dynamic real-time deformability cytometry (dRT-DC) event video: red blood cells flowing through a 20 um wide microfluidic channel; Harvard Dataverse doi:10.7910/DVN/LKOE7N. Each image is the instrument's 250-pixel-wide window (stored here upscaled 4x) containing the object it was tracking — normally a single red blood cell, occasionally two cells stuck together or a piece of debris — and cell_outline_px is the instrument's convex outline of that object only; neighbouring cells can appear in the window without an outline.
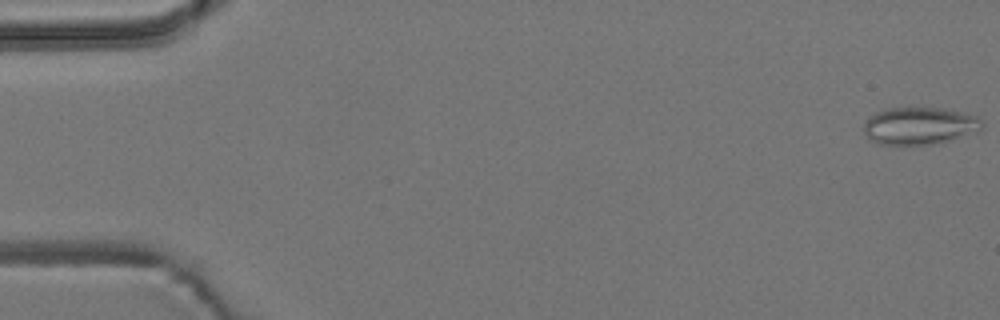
{"species": "common noctule bat (a hibernating species)", "species_latin": "Nyctalus noctula", "temperature_condition": "room temperature", "stored_images_in_passage": 6, "camera_frame_rate_fps": 3000, "um_per_image_px": 0.085, "animal": {"sex": "male", "body_mass_g": 19.2, "forearm_length_mm": 51.8}, "frame": {"image": 1, "passage_image": 1, "time_ms": 0.0, "image_size_px": [1000, 320], "cell_outline_px": [[984, 124], [976, 132], [928, 144], [880, 144], [872, 140], [864, 132], [864, 124], [868, 116], [876, 112], [888, 108], [944, 108], [976, 116]], "centroid_in_image_um": [78.11, 10.67], "position_along_channel_um": 6.9, "area_um2": 25.14}}